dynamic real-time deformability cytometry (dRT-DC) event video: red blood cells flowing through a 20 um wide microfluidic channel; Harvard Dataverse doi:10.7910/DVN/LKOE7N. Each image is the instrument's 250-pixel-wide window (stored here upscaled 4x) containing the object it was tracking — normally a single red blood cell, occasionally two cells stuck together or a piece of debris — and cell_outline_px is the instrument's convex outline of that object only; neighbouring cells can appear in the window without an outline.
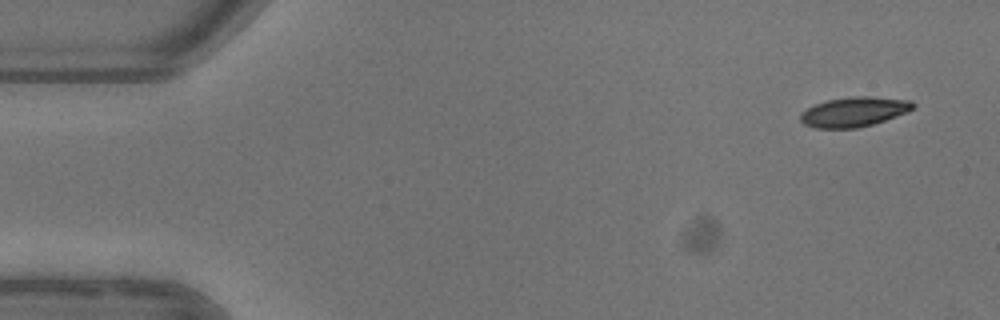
{"species": "common noctule bat (a hibernating species)", "species_latin": "Nyctalus noctula", "temperature_condition": "warm", "stored_images_in_passage": 4, "camera_frame_rate_fps": 3000, "um_per_image_px": 0.085, "animal": {"sex": "female"}, "frame": {"image": 1, "passage_image": 1, "time_ms": 0.0, "image_size_px": [1000, 320], "cell_outline_px": [[916, 108], [908, 112], [872, 124], [856, 128], [816, 128], [804, 124], [800, 120], [800, 112], [816, 104], [828, 100], [852, 96], [868, 96], [912, 100], [916, 104]], "centroid_in_image_um": [72.63, 9.5], "position_along_channel_um": 12.4, "area_um2": 19.54}}
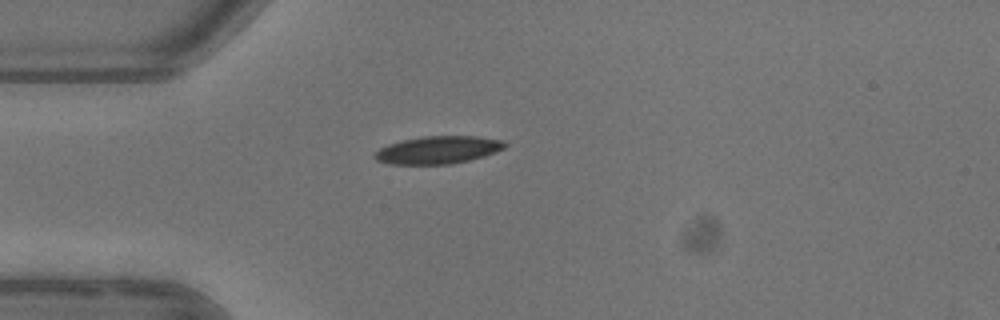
{"frame": {"image": 2, "passage_image": 4, "time_ms": 3.667, "image_size_px": [1000, 320], "cell_outline_px": [[508, 144], [504, 148], [484, 156], [452, 164], [388, 164], [376, 160], [372, 156], [380, 148], [388, 144], [404, 140], [424, 136], [476, 136], [504, 140]], "centroid_in_image_um": [37.23, 12.74], "position_along_channel_um": 47.8, "area_um2": 20.92}}